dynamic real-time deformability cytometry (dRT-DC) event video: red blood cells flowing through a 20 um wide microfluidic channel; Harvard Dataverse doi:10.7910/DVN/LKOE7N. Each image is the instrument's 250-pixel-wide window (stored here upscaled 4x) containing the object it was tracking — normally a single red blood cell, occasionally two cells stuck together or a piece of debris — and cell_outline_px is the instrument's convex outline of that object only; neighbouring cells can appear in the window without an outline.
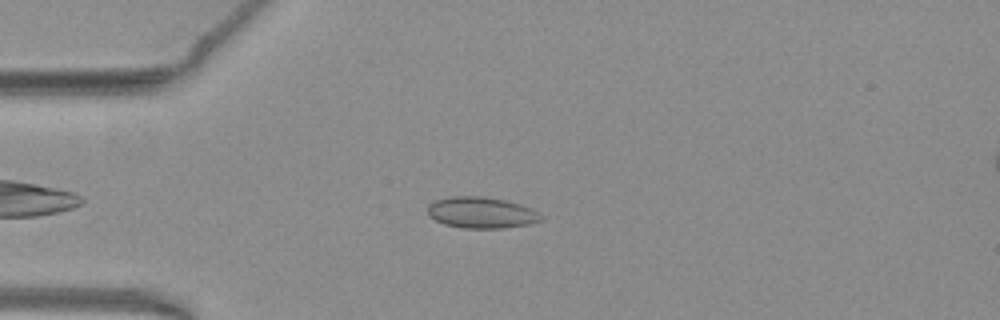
{"species": "common noctule bat (a hibernating species)", "species_latin": "Nyctalus noctula", "temperature_condition": "warm", "stored_images_in_passage": 43, "camera_frame_rate_fps": 3000, "um_per_image_px": 0.085, "animal": {"sex": "female", "body_mass_g": 19.3, "forearm_length_mm": 54.1}, "frame": {"image": 1, "passage_image": 4, "time_ms": 1.0, "image_size_px": [1000, 320], "cell_outline_px": [[544, 220], [528, 224], [504, 228], [464, 228], [444, 224], [428, 216], [428, 204], [436, 200], [452, 196], [484, 196], [504, 200], [520, 204], [536, 212]], "centroid_in_image_um": [40.88, 18.07], "position_along_channel_um": 44.1, "area_um2": 20.46}}
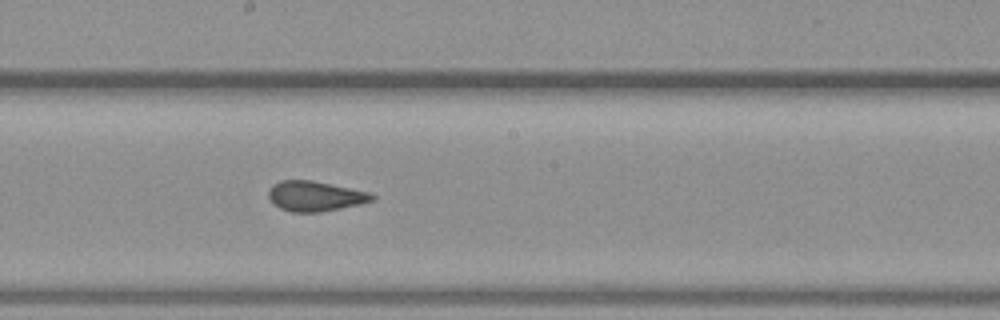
{"frame": {"image": 2, "passage_image": 19, "time_ms": 6.0, "image_size_px": [1000, 320], "cell_outline_px": [[376, 196], [372, 200], [360, 204], [320, 212], [292, 212], [280, 208], [272, 204], [268, 196], [268, 188], [272, 184], [280, 180], [312, 180], [368, 192]], "centroid_in_image_um": [26.72, 16.67], "position_along_channel_um": 221.5, "area_um2": 18.15}}
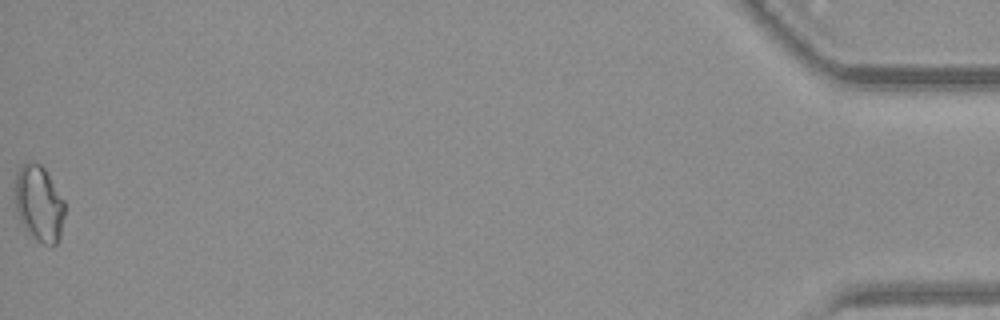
{"frame": {"image": 3, "passage_image": 43, "time_ms": 14.0, "image_size_px": [1000, 320], "cell_outline_px": [[64, 216], [60, 236], [56, 244], [52, 248], [36, 240], [24, 228], [16, 212], [16, 172], [24, 164], [40, 164], [44, 168], [64, 200]], "centroid_in_image_um": [3.33, 17.36], "position_along_channel_um": 431.9, "area_um2": 21.73}, "authors_computed_cell_mechanics": {"area_um2": 18.6116, "velocity_mm_per_s": 3.9391, "shape_relaxation_time_tau1_ms": null, "shape_relaxation_time_tau2_ms": 1.2813, "deformation_change_tau1": null, "deformation_change_tau2": 0.0472}}